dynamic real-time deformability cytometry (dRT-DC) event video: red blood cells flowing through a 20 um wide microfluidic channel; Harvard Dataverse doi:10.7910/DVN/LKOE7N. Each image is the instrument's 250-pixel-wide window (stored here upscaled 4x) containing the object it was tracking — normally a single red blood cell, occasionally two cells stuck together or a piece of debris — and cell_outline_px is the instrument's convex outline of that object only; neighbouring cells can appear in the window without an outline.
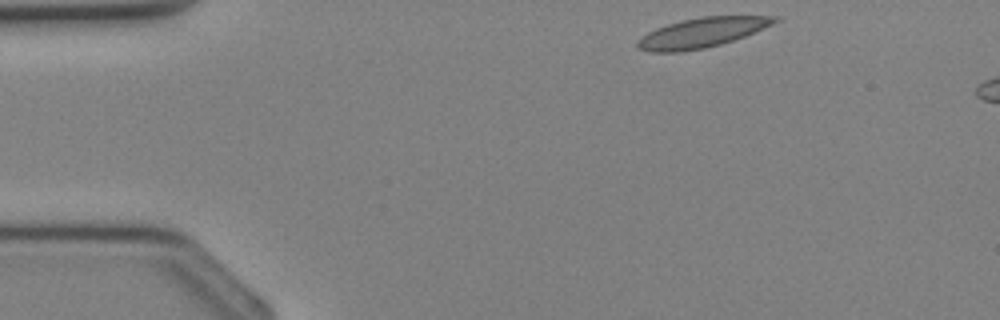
{"species": "Egyptian fruit bat (a non-hibernating species)", "species_latin": "Rousettus aegyptiacus", "temperature_condition": "cold", "stored_images_in_passage": 31, "camera_frame_rate_fps": 3000, "um_per_image_px": 0.085, "animal": {"sex": "female"}, "frame": {"image": 1, "passage_image": 1, "time_ms": 0.0, "image_size_px": [1000, 320], "cell_outline_px": [[780, 20], [772, 24], [744, 36], [720, 44], [704, 48], [680, 52], [652, 52], [640, 48], [636, 44], [648, 32], [656, 28], [668, 24], [700, 16], [780, 16]], "centroid_in_image_um": [59.69, 2.77], "position_along_channel_um": 25.3, "area_um2": 23.29}}
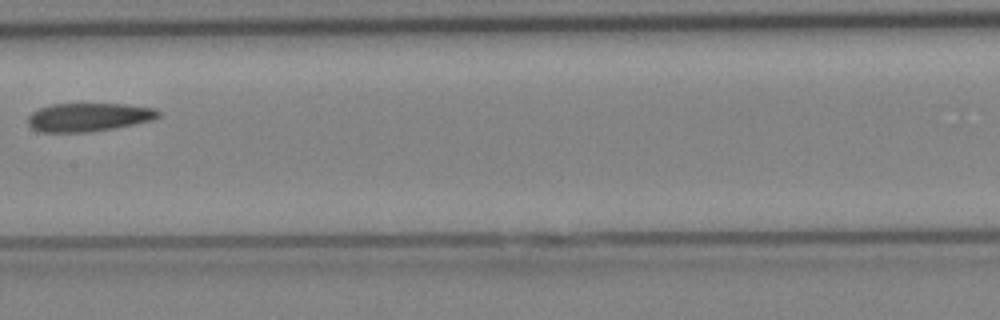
{"frame": {"image": 2, "passage_image": 14, "time_ms": 4.333, "image_size_px": [1000, 320], "cell_outline_px": [[160, 116], [152, 120], [116, 128], [88, 132], [40, 132], [32, 128], [28, 124], [28, 116], [32, 112], [40, 108], [52, 104], [128, 104], [156, 108], [160, 112]], "centroid_in_image_um": [7.55, 9.96], "position_along_channel_um": 199.8, "area_um2": 21.73}}
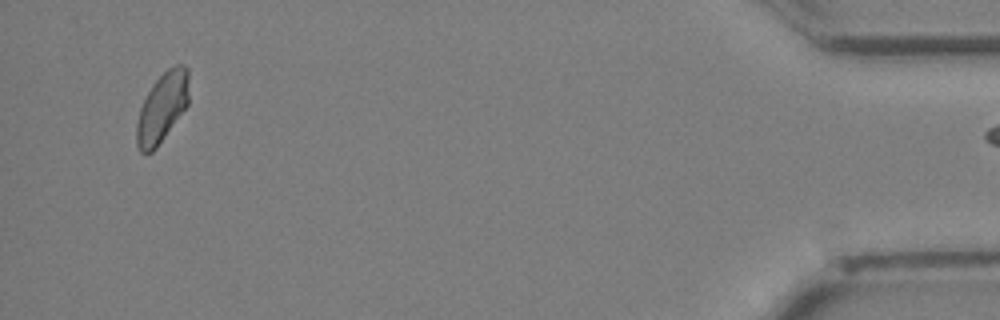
{"frame": {"image": 3, "passage_image": 30, "time_ms": 9.667, "image_size_px": [1000, 320], "cell_outline_px": [[188, 104], [156, 148], [152, 152], [140, 152], [136, 144], [136, 124], [140, 108], [148, 92], [156, 80], [168, 68], [176, 64], [184, 64], [188, 68]], "centroid_in_image_um": [13.78, 9.13], "position_along_channel_um": 421.4, "area_um2": 20.98}}